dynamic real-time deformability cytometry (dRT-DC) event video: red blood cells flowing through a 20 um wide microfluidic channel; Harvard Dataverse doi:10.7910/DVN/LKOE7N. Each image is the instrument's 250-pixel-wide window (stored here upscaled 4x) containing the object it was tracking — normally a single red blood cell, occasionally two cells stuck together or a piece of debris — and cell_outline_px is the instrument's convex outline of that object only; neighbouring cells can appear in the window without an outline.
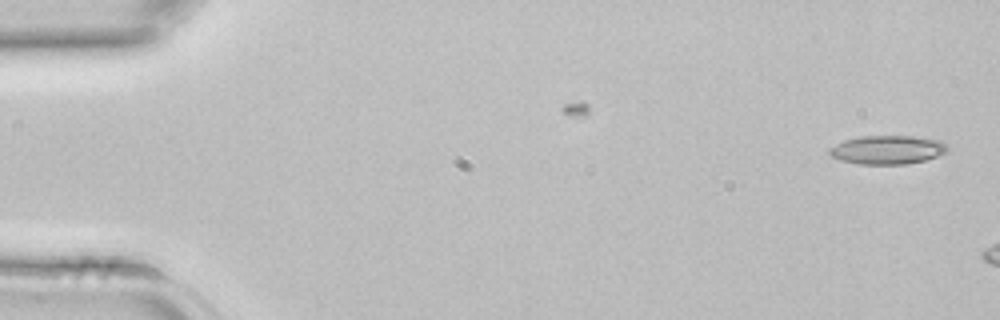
{"species": "common noctule bat (a hibernating species)", "species_latin": "Nyctalus noctula", "temperature_condition": "room temperature", "stored_images_in_passage": 2, "camera_frame_rate_fps": 3000, "um_per_image_px": 0.085, "animal": {"sex": "female", "body_mass_g": 22.7, "forearm_length_mm": 54.2}, "frame": {"image": 1, "passage_image": 2, "time_ms": 0.333, "image_size_px": [1000, 320], "cell_outline_px": [[948, 152], [924, 160], [904, 164], [860, 164], [840, 160], [832, 156], [828, 152], [828, 148], [844, 140], [860, 136], [912, 136], [940, 140], [948, 144]], "centroid_in_image_um": [75.44, 12.72], "position_along_channel_um": 9.6, "area_um2": 19.77}}